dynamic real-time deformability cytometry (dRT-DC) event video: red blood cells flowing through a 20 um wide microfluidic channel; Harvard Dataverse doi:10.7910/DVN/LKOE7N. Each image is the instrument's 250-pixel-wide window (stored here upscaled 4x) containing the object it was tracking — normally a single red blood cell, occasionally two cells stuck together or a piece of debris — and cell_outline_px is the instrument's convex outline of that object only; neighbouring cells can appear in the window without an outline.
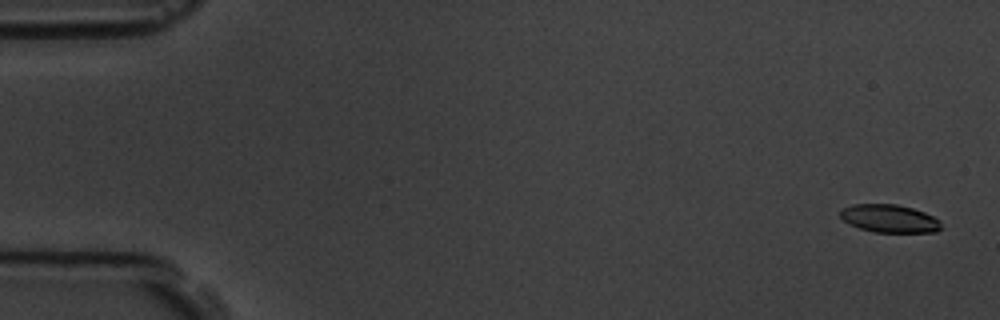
{"species": "common noctule bat (a hibernating species)", "species_latin": "Nyctalus noctula", "temperature_condition": "room temperature", "stored_images_in_passage": 5, "segment_of_instrument_passage": [1, 2], "camera_frame_rate_fps": 3000, "um_per_image_px": 0.085, "animal": {"sex": "male", "body_mass_g": 19.5, "forearm_length_mm": 54.6}, "frame": {"image": 1, "passage_image": 1, "time_ms": 0.0, "image_size_px": [1000, 320], "cell_outline_px": [[944, 228], [936, 232], [872, 232], [848, 224], [840, 216], [840, 212], [844, 208], [852, 204], [896, 204], [912, 208], [924, 212], [940, 220]], "centroid_in_image_um": [75.63, 18.58], "position_along_channel_um": 9.4, "area_um2": 16.53}}